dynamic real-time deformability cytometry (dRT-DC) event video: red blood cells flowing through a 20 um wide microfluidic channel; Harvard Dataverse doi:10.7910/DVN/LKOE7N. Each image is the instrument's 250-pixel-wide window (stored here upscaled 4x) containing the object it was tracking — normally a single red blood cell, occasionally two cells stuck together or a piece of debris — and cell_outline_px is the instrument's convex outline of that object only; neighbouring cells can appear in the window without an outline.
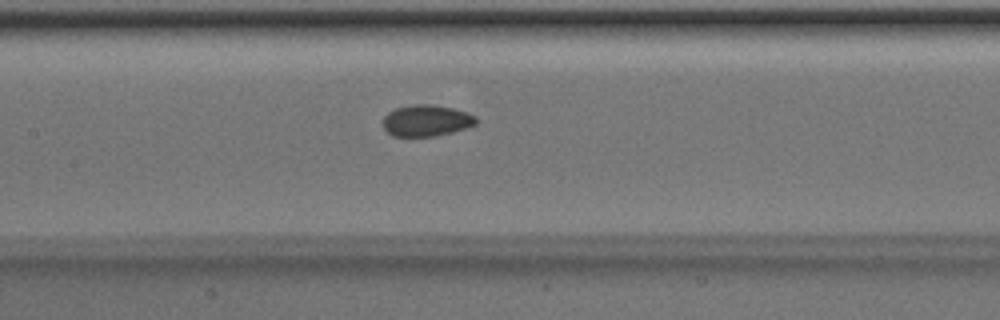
{"species": "Egyptian fruit bat (a non-hibernating species)", "species_latin": "Rousettus aegyptiacus", "temperature_condition": "room temperature", "stored_images_in_passage": 37, "camera_frame_rate_fps": 3000, "um_per_image_px": 0.085, "animal": {"sex": "male"}, "frame": {"image": 1, "passage_image": 11, "time_ms": 3.333, "image_size_px": [1000, 320], "cell_outline_px": [[476, 124], [452, 132], [432, 136], [392, 136], [384, 128], [384, 116], [388, 112], [396, 108], [416, 104], [428, 104], [452, 108], [476, 116]], "centroid_in_image_um": [36.22, 10.25], "position_along_channel_um": 171.2, "area_um2": 16.7}}
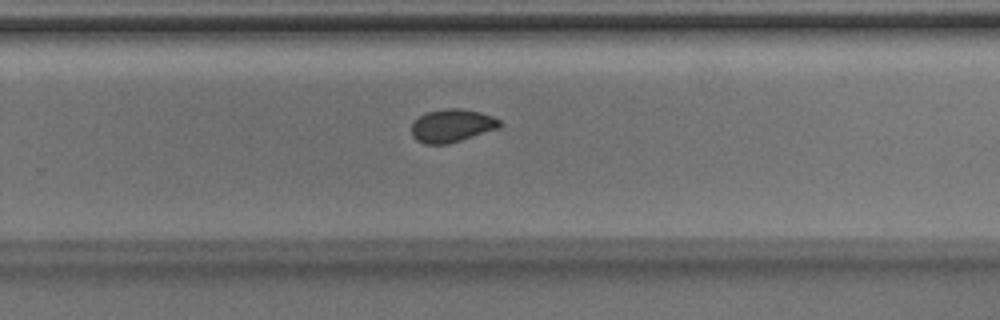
{"frame": {"image": 2, "passage_image": 20, "time_ms": 6.333, "image_size_px": [1000, 320], "cell_outline_px": [[504, 124], [500, 128], [448, 144], [424, 144], [416, 140], [412, 136], [412, 124], [420, 116], [428, 112], [448, 108], [460, 108], [480, 112], [492, 116], [500, 120]], "centroid_in_image_um": [38.45, 10.69], "position_along_channel_um": 291.4, "area_um2": 16.99}}
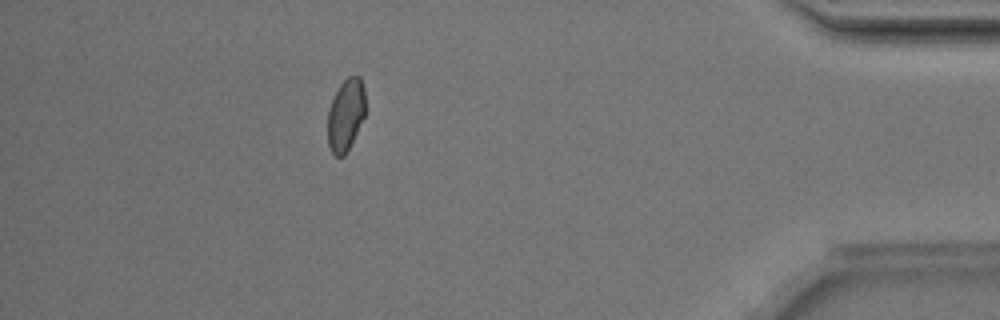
{"frame": {"image": 3, "passage_image": 32, "time_ms": 10.333, "image_size_px": [1000, 320], "cell_outline_px": [[364, 116], [344, 156], [336, 156], [332, 152], [328, 144], [328, 108], [340, 84], [348, 76], [360, 76], [364, 88]], "centroid_in_image_um": [29.37, 9.74], "position_along_channel_um": 405.8, "area_um2": 15.49}, "authors_computed_cell_mechanics": {"area_um2": 17.1088, "velocity_mm_per_s": 4.0355, "shape_relaxation_time_tau1_ms": null, "shape_relaxation_time_tau2_ms": 1.2102, "deformation_change_tau1": null, "deformation_change_tau2": 0.0454}}